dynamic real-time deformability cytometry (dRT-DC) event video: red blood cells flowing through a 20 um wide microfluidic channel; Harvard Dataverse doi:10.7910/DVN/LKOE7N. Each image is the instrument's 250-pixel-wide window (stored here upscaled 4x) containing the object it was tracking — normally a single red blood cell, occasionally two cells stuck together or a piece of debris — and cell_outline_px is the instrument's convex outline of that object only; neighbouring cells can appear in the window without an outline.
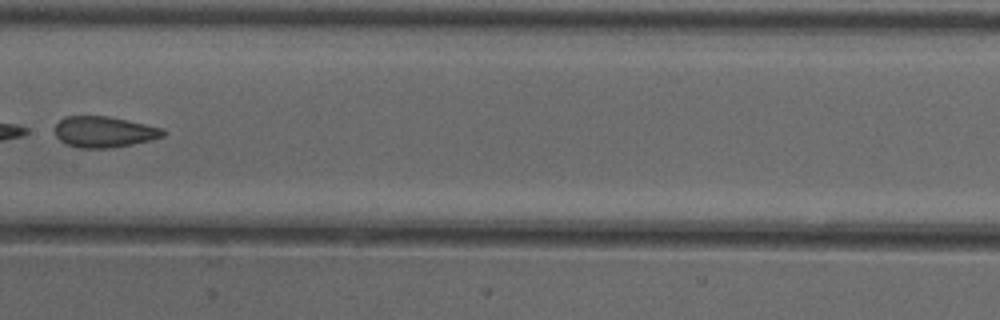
{"species": "common noctule bat (a hibernating species)", "species_latin": "Nyctalus noctula", "temperature_condition": "cold", "stored_images_in_passage": 7, "camera_frame_rate_fps": 3000, "um_per_image_px": 0.085, "animal": {"sex": "female"}, "frame": {"image": 1, "passage_image": 6, "time_ms": 1.667, "image_size_px": [1000, 320], "cell_outline_px": [[168, 132], [164, 136], [152, 140], [112, 148], [80, 148], [64, 144], [56, 136], [56, 124], [64, 116], [108, 116], [164, 128]], "centroid_in_image_um": [8.88, 11.21], "position_along_channel_um": 198.5, "area_um2": 19.71}}
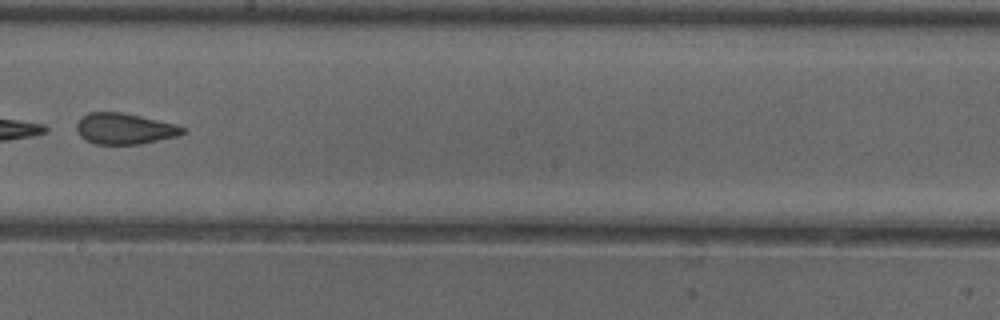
{"frame": {"image": 2, "passage_image": 7, "time_ms": 2.0, "image_size_px": [1000, 320], "cell_outline_px": [[184, 132], [176, 136], [140, 144], [96, 144], [80, 136], [76, 128], [76, 124], [80, 116], [88, 112], [120, 112], [140, 116], [176, 124], [184, 128]], "centroid_in_image_um": [10.54, 10.93], "position_along_channel_um": 237.7, "area_um2": 19.02}}